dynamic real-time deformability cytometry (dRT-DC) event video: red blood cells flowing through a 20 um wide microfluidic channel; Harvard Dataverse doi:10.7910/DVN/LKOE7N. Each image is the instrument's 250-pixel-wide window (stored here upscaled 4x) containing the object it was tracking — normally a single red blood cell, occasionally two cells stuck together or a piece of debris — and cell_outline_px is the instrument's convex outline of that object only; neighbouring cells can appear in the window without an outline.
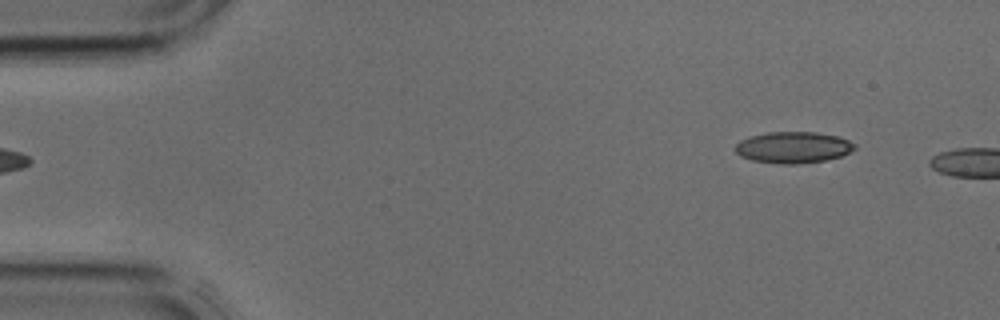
{"species": "common noctule bat (a hibernating species)", "species_latin": "Nyctalus noctula", "temperature_condition": "cold", "stored_images_in_passage": 4, "segment_of_instrument_passage": [2, 2], "camera_frame_rate_fps": 3000, "um_per_image_px": 0.085, "animal": {"sex": "male", "body_mass_g": 17.9, "forearm_length_mm": 54.2}, "frame": {"image": 1, "passage_image": 4, "time_ms": 1.0, "image_size_px": [1000, 320], "cell_outline_px": [[856, 148], [840, 156], [828, 160], [796, 164], [784, 164], [752, 160], [740, 156], [736, 152], [736, 144], [740, 140], [748, 136], [768, 132], [816, 132], [836, 136], [848, 140], [856, 144]], "centroid_in_image_um": [67.41, 12.52], "position_along_channel_um": 17.6, "area_um2": 21.79}}